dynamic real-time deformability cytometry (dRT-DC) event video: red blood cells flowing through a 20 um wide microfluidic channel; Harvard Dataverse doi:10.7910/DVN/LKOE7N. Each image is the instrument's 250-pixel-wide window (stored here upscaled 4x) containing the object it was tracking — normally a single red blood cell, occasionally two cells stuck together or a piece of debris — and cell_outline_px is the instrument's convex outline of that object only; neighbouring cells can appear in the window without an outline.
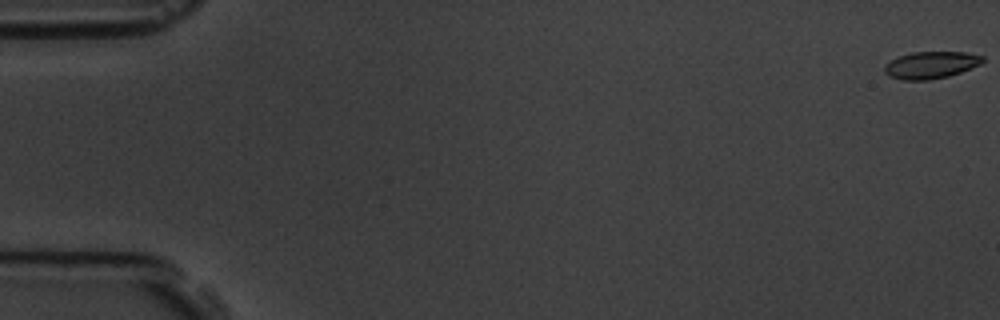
{"species": "common noctule bat (a hibernating species)", "species_latin": "Nyctalus noctula", "temperature_condition": "room temperature", "stored_images_in_passage": 7, "segment_of_instrument_passage": [2, 2], "camera_frame_rate_fps": 3000, "um_per_image_px": 0.085, "animal": {"sex": "male", "body_mass_g": 19.5, "forearm_length_mm": 54.6}, "frame": {"image": 1, "passage_image": 7, "time_ms": 7.667, "image_size_px": [1000, 320], "cell_outline_px": [[984, 60], [980, 64], [960, 72], [948, 76], [928, 80], [904, 80], [888, 76], [884, 72], [884, 64], [900, 56], [912, 52], [964, 52], [984, 56]], "centroid_in_image_um": [79.1, 5.52], "position_along_channel_um": 5.9, "area_um2": 15.37}}